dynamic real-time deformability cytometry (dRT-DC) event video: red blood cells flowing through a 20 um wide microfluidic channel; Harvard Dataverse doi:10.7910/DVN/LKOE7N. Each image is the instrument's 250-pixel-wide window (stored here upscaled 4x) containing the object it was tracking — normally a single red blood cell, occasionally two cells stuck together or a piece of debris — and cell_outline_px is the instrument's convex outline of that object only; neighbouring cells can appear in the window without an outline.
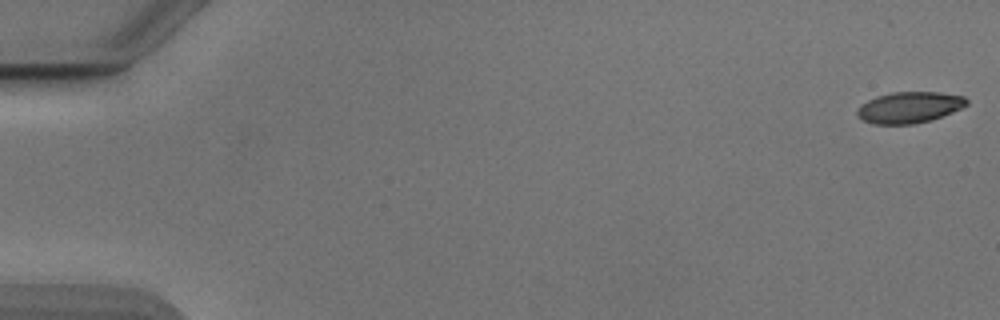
{"species": "Egyptian fruit bat (a non-hibernating species)", "species_latin": "Rousettus aegyptiacus", "temperature_condition": "cold", "stored_images_in_passage": 10, "camera_frame_rate_fps": 3000, "um_per_image_px": 0.085, "animal": {"sex": "male"}, "frame": {"image": 1, "passage_image": 1, "time_ms": 0.0, "image_size_px": [1000, 320], "cell_outline_px": [[968, 104], [952, 112], [932, 120], [912, 124], [872, 124], [856, 116], [856, 112], [868, 100], [876, 96], [892, 92], [940, 92], [964, 96], [968, 100]], "centroid_in_image_um": [77.31, 9.13], "position_along_channel_um": 7.7, "area_um2": 19.83}}